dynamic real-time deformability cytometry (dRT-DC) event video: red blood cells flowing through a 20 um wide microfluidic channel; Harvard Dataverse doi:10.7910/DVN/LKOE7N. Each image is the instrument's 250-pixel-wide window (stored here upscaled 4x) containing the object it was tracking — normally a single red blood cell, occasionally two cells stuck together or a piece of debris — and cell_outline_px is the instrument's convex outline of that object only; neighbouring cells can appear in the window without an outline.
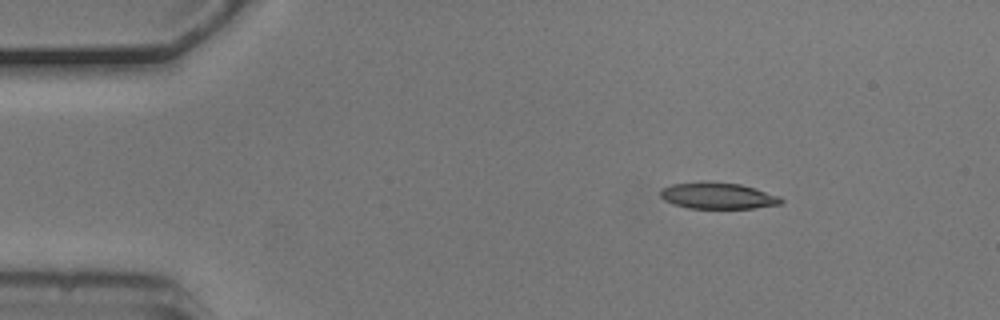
{"species": "common noctule bat (a hibernating species)", "species_latin": "Nyctalus noctula", "temperature_condition": "cold", "stored_images_in_passage": 4, "camera_frame_rate_fps": 3000, "um_per_image_px": 0.085, "animal": {"sex": "male", "body_mass_g": 20.5, "forearm_length_mm": 52.5}, "frame": {"image": 1, "passage_image": 2, "time_ms": 0.333, "image_size_px": [1000, 320], "cell_outline_px": [[784, 200], [780, 204], [752, 208], [688, 208], [672, 204], [664, 200], [660, 196], [660, 188], [672, 184], [740, 184], [756, 188], [780, 196]], "centroid_in_image_um": [61.03, 16.68], "position_along_channel_um": 24.0, "area_um2": 17.86}}